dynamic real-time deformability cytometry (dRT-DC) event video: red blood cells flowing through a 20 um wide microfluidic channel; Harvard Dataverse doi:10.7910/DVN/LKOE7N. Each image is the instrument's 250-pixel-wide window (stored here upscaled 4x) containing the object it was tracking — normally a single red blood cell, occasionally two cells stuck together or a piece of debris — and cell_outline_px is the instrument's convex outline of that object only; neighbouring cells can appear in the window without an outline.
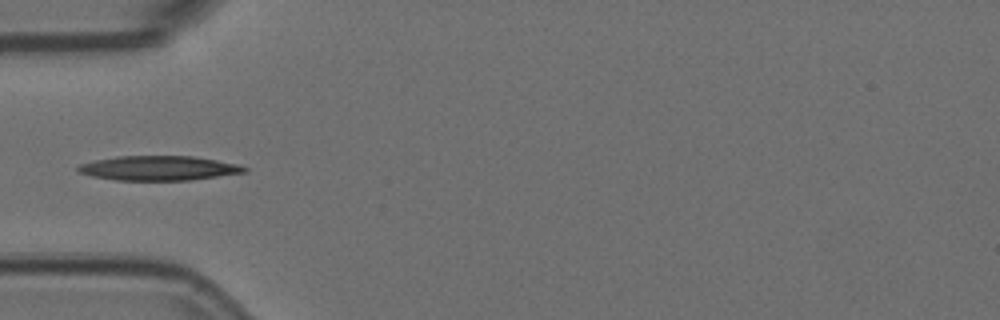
{"species": "Egyptian fruit bat (a non-hibernating species)", "species_latin": "Rousettus aegyptiacus", "temperature_condition": "room temperature", "stored_images_in_passage": 8, "camera_frame_rate_fps": 3000, "um_per_image_px": 0.085, "animal": {"sex": "female"}, "frame": {"image": 1, "passage_image": 5, "time_ms": 1.333, "image_size_px": [1000, 320], "cell_outline_px": [[248, 172], [188, 180], [116, 180], [92, 176], [76, 172], [76, 168], [80, 164], [96, 160], [116, 156], [192, 156], [240, 164], [248, 168]], "centroid_in_image_um": [13.49, 14.29], "position_along_channel_um": 71.5, "area_um2": 23.81}}
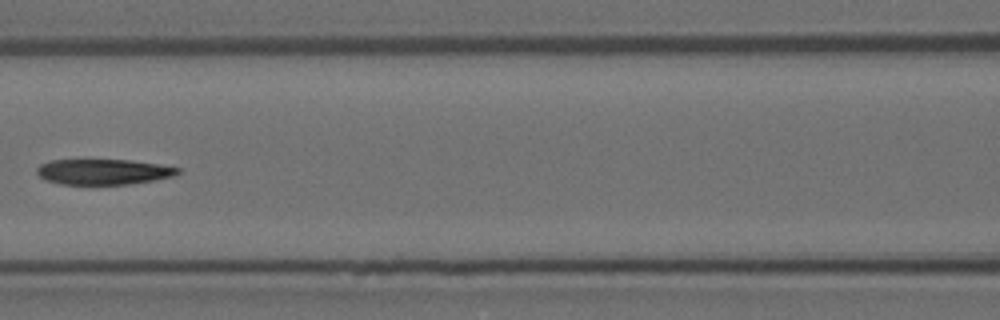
{"frame": {"image": 2, "passage_image": 7, "time_ms": 2.0, "image_size_px": [1000, 320], "cell_outline_px": [[180, 172], [172, 176], [152, 180], [128, 184], [60, 184], [44, 180], [36, 172], [36, 168], [40, 164], [52, 160], [132, 160], [180, 168]], "centroid_in_image_um": [8.73, 14.6], "position_along_channel_um": 157.9, "area_um2": 20.75}}
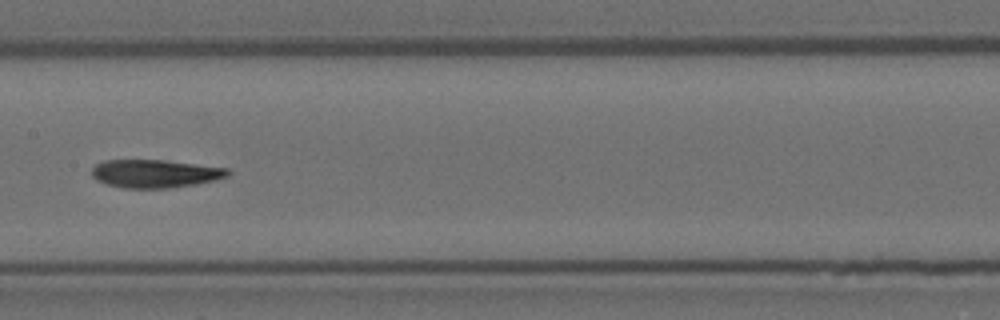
{"frame": {"image": 3, "passage_image": 8, "time_ms": 2.333, "image_size_px": [1000, 320], "cell_outline_px": [[232, 172], [228, 176], [216, 180], [196, 184], [168, 188], [124, 188], [108, 184], [96, 180], [92, 176], [92, 168], [96, 164], [104, 160], [160, 160], [228, 168]], "centroid_in_image_um": [13.19, 14.76], "position_along_channel_um": 194.2, "area_um2": 22.2}}